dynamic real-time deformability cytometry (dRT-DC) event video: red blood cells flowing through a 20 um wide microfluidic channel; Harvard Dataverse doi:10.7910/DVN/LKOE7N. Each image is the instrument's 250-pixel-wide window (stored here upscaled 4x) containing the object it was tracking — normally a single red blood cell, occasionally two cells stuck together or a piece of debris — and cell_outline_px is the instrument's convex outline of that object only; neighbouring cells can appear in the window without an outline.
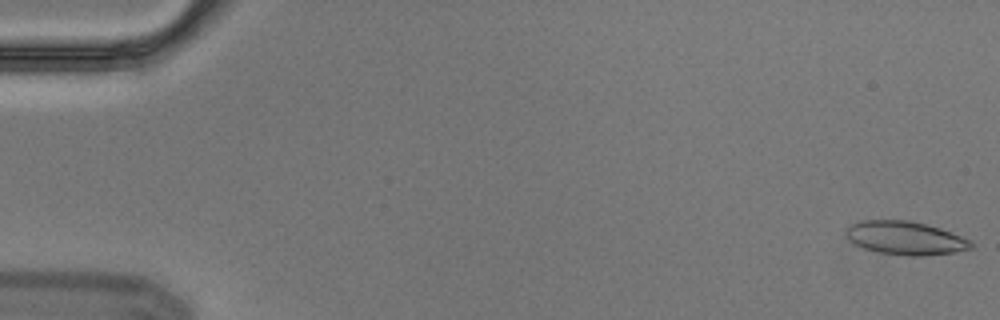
{"species": "Egyptian fruit bat (a non-hibernating species)", "species_latin": "Rousettus aegyptiacus", "temperature_condition": "cold", "stored_images_in_passage": 5, "camera_frame_rate_fps": 3000, "um_per_image_px": 0.085, "animal": {"sex": "male"}, "frame": {"image": 1, "passage_image": 1, "time_ms": 0.0, "image_size_px": [1000, 320], "cell_outline_px": [[972, 248], [952, 252], [924, 256], [908, 256], [880, 252], [864, 248], [848, 240], [844, 232], [844, 228], [848, 224], [860, 220], [908, 220], [940, 228], [972, 240]], "centroid_in_image_um": [76.9, 20.22], "position_along_channel_um": 8.1, "area_um2": 24.45}}